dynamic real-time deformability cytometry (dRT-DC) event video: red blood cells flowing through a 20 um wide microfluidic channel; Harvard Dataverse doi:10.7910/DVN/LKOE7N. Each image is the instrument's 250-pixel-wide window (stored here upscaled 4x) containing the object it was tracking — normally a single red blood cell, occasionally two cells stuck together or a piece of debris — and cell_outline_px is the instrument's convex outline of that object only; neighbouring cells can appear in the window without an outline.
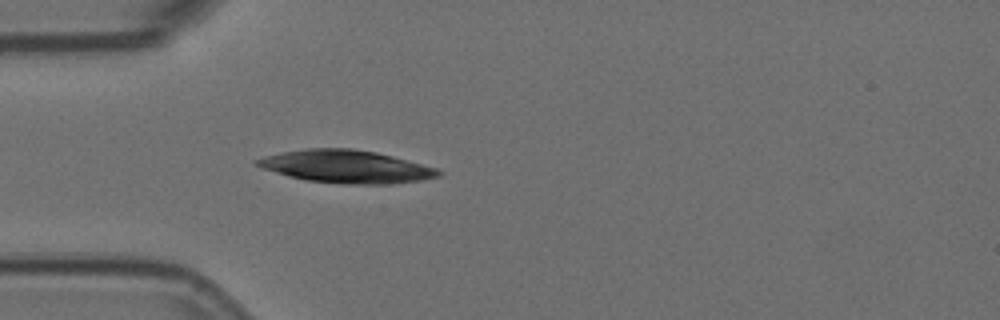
{"species": "Egyptian fruit bat (a non-hibernating species)", "species_latin": "Rousettus aegyptiacus", "temperature_condition": "room temperature", "stored_images_in_passage": 5, "camera_frame_rate_fps": 3000, "um_per_image_px": 0.085, "animal": {"sex": "female"}, "frame": {"image": 1, "passage_image": 5, "time_ms": 1.333, "image_size_px": [1000, 320], "cell_outline_px": [[444, 172], [440, 176], [420, 180], [392, 184], [344, 184], [304, 180], [288, 176], [260, 168], [252, 164], [252, 160], [264, 156], [284, 152], [308, 148], [352, 148], [376, 152], [392, 156], [436, 168]], "centroid_in_image_um": [29.37, 14.16], "position_along_channel_um": 55.6, "area_um2": 34.8}}